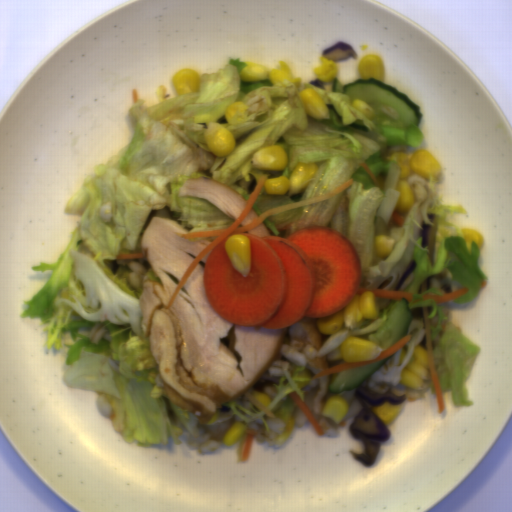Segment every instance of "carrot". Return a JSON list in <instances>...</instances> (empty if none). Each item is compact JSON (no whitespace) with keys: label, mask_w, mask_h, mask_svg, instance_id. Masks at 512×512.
<instances>
[{"label":"carrot","mask_w":512,"mask_h":512,"mask_svg":"<svg viewBox=\"0 0 512 512\" xmlns=\"http://www.w3.org/2000/svg\"><path fill=\"white\" fill-rule=\"evenodd\" d=\"M266 180L267 176L260 177L241 214L227 228L174 233L182 239L216 238L187 268L165 309L171 308L195 266L207 254L202 291L213 312L235 325L272 330L290 327L302 318L325 319L365 291H371L377 299L413 300L414 293L361 286L363 270L358 251L337 229L315 225L286 238L245 233L269 216L334 197L353 185L354 179L325 195L272 208L240 226Z\"/></svg>","instance_id":"1"},{"label":"carrot","mask_w":512,"mask_h":512,"mask_svg":"<svg viewBox=\"0 0 512 512\" xmlns=\"http://www.w3.org/2000/svg\"><path fill=\"white\" fill-rule=\"evenodd\" d=\"M422 316H423V322H424V330H425V350L427 353V361H428V368H429V374L432 382V387L434 391L436 406L438 414H441L445 412L446 404L445 399L440 387L436 365L434 361L433 356V349H432V339H431V327H430V319L429 316V306L422 307Z\"/></svg>","instance_id":"2"},{"label":"carrot","mask_w":512,"mask_h":512,"mask_svg":"<svg viewBox=\"0 0 512 512\" xmlns=\"http://www.w3.org/2000/svg\"><path fill=\"white\" fill-rule=\"evenodd\" d=\"M411 338H412L411 335H405L404 337L399 339L397 342H395L394 344L389 346L387 349H384V348L381 347L382 351H381L380 356L378 358H376L375 360H373V361H367V362H346V363H343V364H340V365L329 367V368L319 372L315 376H313L312 379L319 378V377H322V376H325V375L334 374V373H337V372H340V371H344V370H347V369H351V368H355V367H359V366H363V365L372 364V363H375L377 361L383 360V359H385L387 357L392 356L395 352L400 350L403 346H405L411 340Z\"/></svg>","instance_id":"3"},{"label":"carrot","mask_w":512,"mask_h":512,"mask_svg":"<svg viewBox=\"0 0 512 512\" xmlns=\"http://www.w3.org/2000/svg\"><path fill=\"white\" fill-rule=\"evenodd\" d=\"M290 399L295 403V405L301 410V412L304 414L308 422L311 424V426L314 428V430L317 432L319 436L325 435L324 430L321 428V426L318 424L317 420L315 419L314 415L310 411L307 404L303 401V399L299 396V394L295 391L288 395Z\"/></svg>","instance_id":"4"},{"label":"carrot","mask_w":512,"mask_h":512,"mask_svg":"<svg viewBox=\"0 0 512 512\" xmlns=\"http://www.w3.org/2000/svg\"><path fill=\"white\" fill-rule=\"evenodd\" d=\"M468 291H469L468 288L463 287L460 289H456L450 293H445V294H441V295L425 294L422 296V298H423V301L424 300H433L436 304L439 305L441 303L453 301V300L461 297L462 295L468 293Z\"/></svg>","instance_id":"5"},{"label":"carrot","mask_w":512,"mask_h":512,"mask_svg":"<svg viewBox=\"0 0 512 512\" xmlns=\"http://www.w3.org/2000/svg\"><path fill=\"white\" fill-rule=\"evenodd\" d=\"M257 431H255L254 429H247L246 431V435H245V439H244V443H243V447L241 449V455H240V458L243 462H247L250 455H251V444H252V440L254 438H256V435H257Z\"/></svg>","instance_id":"6"},{"label":"carrot","mask_w":512,"mask_h":512,"mask_svg":"<svg viewBox=\"0 0 512 512\" xmlns=\"http://www.w3.org/2000/svg\"><path fill=\"white\" fill-rule=\"evenodd\" d=\"M117 258L119 260H136V259H142L144 258V255L142 252H136V253H122L118 254Z\"/></svg>","instance_id":"7"},{"label":"carrot","mask_w":512,"mask_h":512,"mask_svg":"<svg viewBox=\"0 0 512 512\" xmlns=\"http://www.w3.org/2000/svg\"><path fill=\"white\" fill-rule=\"evenodd\" d=\"M391 218L399 227H403L406 223L405 218L402 217L397 210H394L391 214Z\"/></svg>","instance_id":"8"},{"label":"carrot","mask_w":512,"mask_h":512,"mask_svg":"<svg viewBox=\"0 0 512 512\" xmlns=\"http://www.w3.org/2000/svg\"><path fill=\"white\" fill-rule=\"evenodd\" d=\"M358 164H359V165H361V166L364 168V170L369 174V176L371 177V179H372V181H373L374 185L380 188V186H379V184H378V181H377V178H376V176H375L374 172H373V171L371 170V168L367 165V163L365 162V163H358Z\"/></svg>","instance_id":"9"},{"label":"carrot","mask_w":512,"mask_h":512,"mask_svg":"<svg viewBox=\"0 0 512 512\" xmlns=\"http://www.w3.org/2000/svg\"><path fill=\"white\" fill-rule=\"evenodd\" d=\"M131 96L133 104L139 100L136 88H131Z\"/></svg>","instance_id":"10"}]
</instances>
